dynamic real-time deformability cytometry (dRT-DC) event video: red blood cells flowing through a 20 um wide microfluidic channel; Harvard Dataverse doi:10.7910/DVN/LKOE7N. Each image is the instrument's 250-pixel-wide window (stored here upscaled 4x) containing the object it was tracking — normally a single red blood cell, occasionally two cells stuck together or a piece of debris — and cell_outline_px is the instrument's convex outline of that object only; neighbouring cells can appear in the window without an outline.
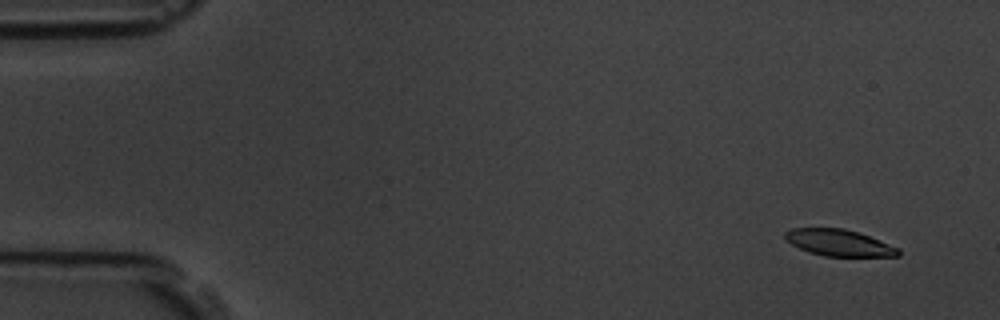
{"species": "common noctule bat (a hibernating species)", "species_latin": "Nyctalus noctula", "temperature_condition": "room temperature", "stored_images_in_passage": 6, "camera_frame_rate_fps": 3000, "um_per_image_px": 0.085, "animal": {"sex": "male", "body_mass_g": 19.5, "forearm_length_mm": 54.6}, "frame": {"image": 1, "passage_image": 2, "time_ms": 1.0, "image_size_px": [1000, 320], "cell_outline_px": [[900, 256], [824, 256], [808, 252], [792, 244], [784, 236], [784, 232], [792, 228], [844, 228], [860, 232], [900, 248]], "centroid_in_image_um": [71.34, 20.63], "position_along_channel_um": 13.7, "area_um2": 17.57}}
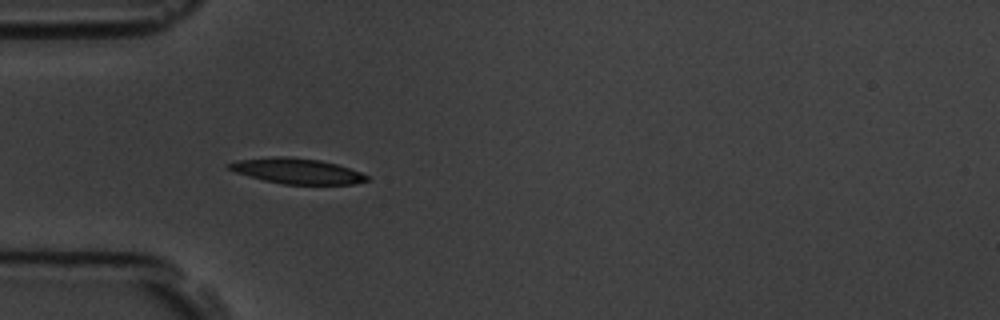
{"frame": {"image": 2, "passage_image": 5, "time_ms": 5.333, "image_size_px": [1000, 320], "cell_outline_px": [[368, 180], [352, 184], [284, 184], [264, 180], [236, 172], [228, 168], [228, 164], [236, 160], [272, 156], [284, 156], [320, 160], [336, 164], [360, 172], [368, 176]], "centroid_in_image_um": [25.22, 14.53], "position_along_channel_um": 59.8, "area_um2": 20.17}}
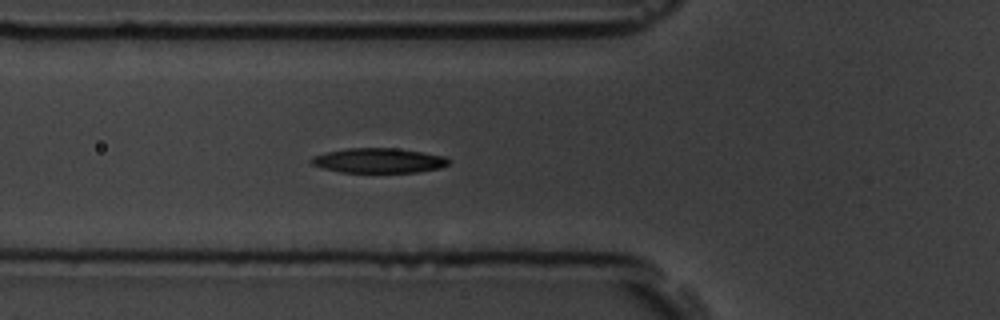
{"frame": {"image": 3, "passage_image": 6, "time_ms": 6.333, "image_size_px": [1000, 320], "cell_outline_px": [[452, 160], [448, 164], [440, 168], [420, 172], [340, 172], [320, 168], [312, 164], [308, 160], [312, 156], [324, 152], [348, 148], [396, 148], [444, 156]], "centroid_in_image_um": [32.14, 13.65], "position_along_channel_um": 93.7, "area_um2": 20.0}}